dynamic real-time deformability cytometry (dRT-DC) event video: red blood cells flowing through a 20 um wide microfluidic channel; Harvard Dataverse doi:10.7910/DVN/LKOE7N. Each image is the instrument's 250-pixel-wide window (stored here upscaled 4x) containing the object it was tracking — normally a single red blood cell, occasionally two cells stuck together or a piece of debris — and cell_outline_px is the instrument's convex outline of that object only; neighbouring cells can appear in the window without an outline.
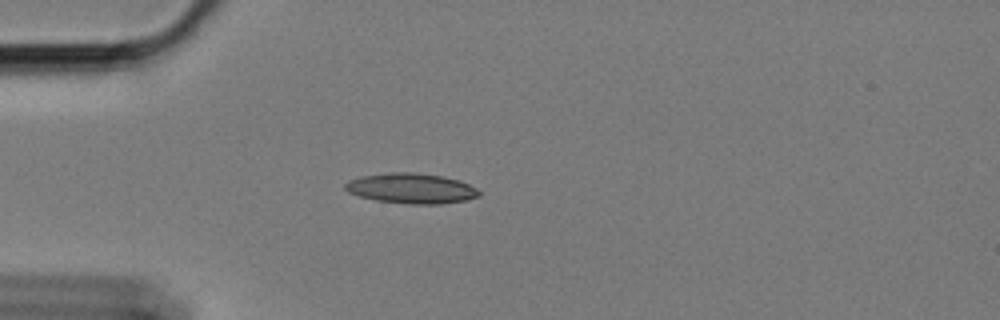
{"species": "Egyptian fruit bat (a non-hibernating species)", "species_latin": "Rousettus aegyptiacus", "temperature_condition": "cold", "stored_images_in_passage": 44, "camera_frame_rate_fps": 3000, "um_per_image_px": 0.085, "animal": {"sex": "female"}, "frame": {"image": 1, "passage_image": 1, "time_ms": 0.0, "image_size_px": [1000, 320], "cell_outline_px": [[480, 196], [468, 200], [440, 204], [412, 204], [376, 200], [360, 196], [348, 192], [344, 188], [344, 184], [348, 180], [360, 176], [388, 172], [412, 172], [444, 176], [460, 180], [476, 188], [480, 192]], "centroid_in_image_um": [34.97, 16.0], "position_along_channel_um": 50.0, "area_um2": 23.76}}
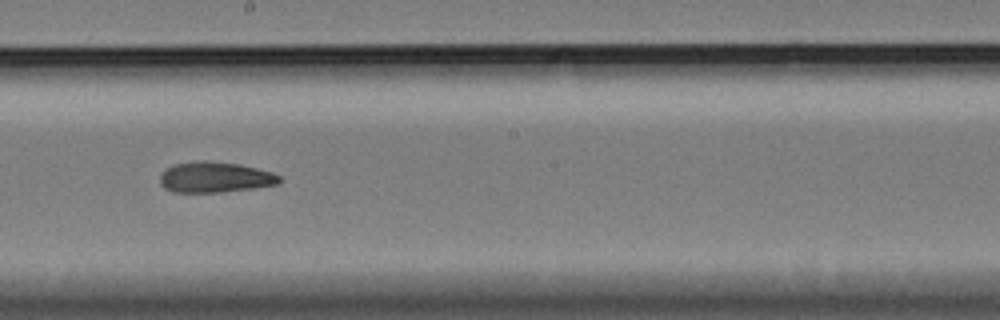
{"frame": {"image": 2, "passage_image": 18, "time_ms": 5.667, "image_size_px": [1000, 320], "cell_outline_px": [[280, 180], [276, 184], [252, 188], [220, 192], [172, 192], [164, 188], [160, 184], [160, 176], [164, 168], [172, 164], [192, 160], [208, 160], [240, 164], [272, 172], [280, 176]], "centroid_in_image_um": [18.19, 15.04], "position_along_channel_um": 230.0, "area_um2": 21.56}}
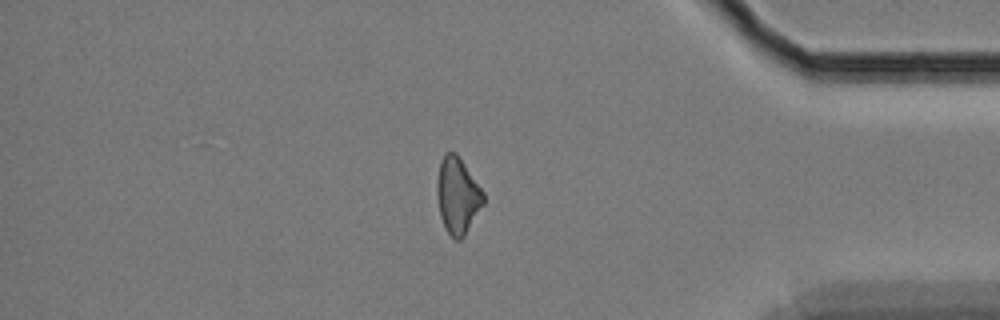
{"frame": {"image": 3, "passage_image": 35, "time_ms": 11.333, "image_size_px": [1000, 320], "cell_outline_px": [[484, 204], [464, 236], [460, 240], [452, 240], [440, 216], [436, 192], [436, 184], [440, 160], [444, 152], [456, 152], [484, 192]], "centroid_in_image_um": [38.88, 16.62], "position_along_channel_um": 396.3, "area_um2": 20.75}, "authors_computed_cell_mechanics": {"area_um2": 21.386, "velocity_mm_per_s": 3.3934, "shape_relaxation_time_tau1_ms": null, "shape_relaxation_time_tau2_ms": 8.1455, "deformation_change_tau1": null, "deformation_change_tau2": 0.1605}}